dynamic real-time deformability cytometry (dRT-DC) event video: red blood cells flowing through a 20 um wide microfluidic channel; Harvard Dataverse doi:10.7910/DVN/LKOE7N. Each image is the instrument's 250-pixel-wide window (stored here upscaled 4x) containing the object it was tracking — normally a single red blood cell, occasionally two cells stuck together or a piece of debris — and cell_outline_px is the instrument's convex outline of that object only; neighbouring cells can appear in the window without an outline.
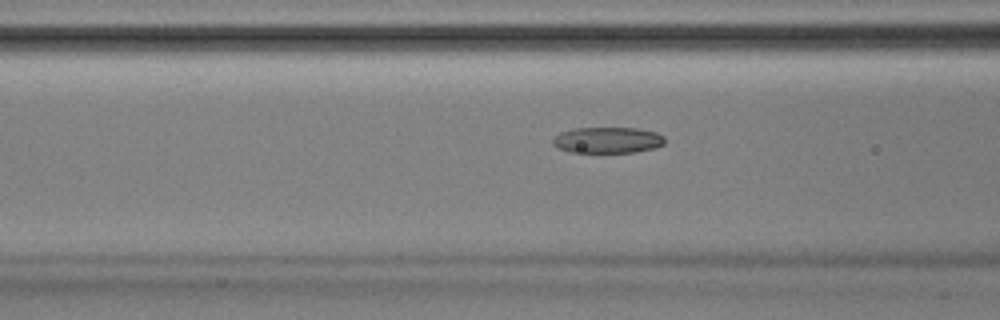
{"species": "Egyptian fruit bat (a non-hibernating species)", "species_latin": "Rousettus aegyptiacus", "temperature_condition": "room temperature", "stored_images_in_passage": 39, "camera_frame_rate_fps": 3000, "um_per_image_px": 0.085, "animal": {"sex": "male"}, "frame": {"image": 1, "passage_image": 8, "time_ms": 2.333, "image_size_px": [1000, 320], "cell_outline_px": [[664, 144], [656, 148], [636, 152], [572, 152], [556, 148], [552, 144], [552, 140], [560, 132], [576, 128], [636, 128], [656, 132], [664, 136]], "centroid_in_image_um": [51.65, 11.91], "position_along_channel_um": 114.9, "area_um2": 17.05}}
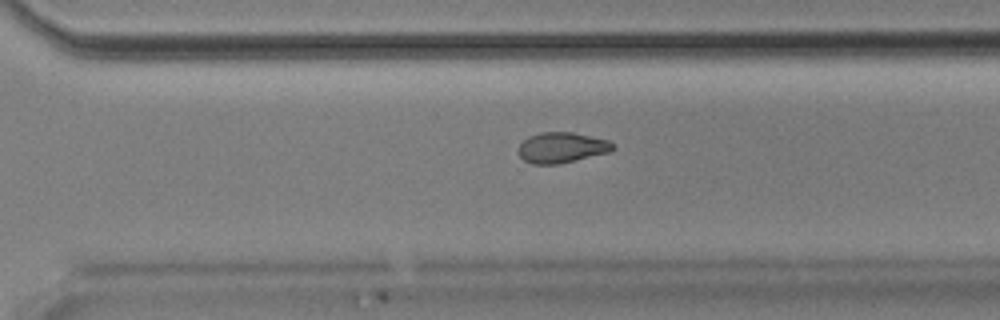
{"frame": {"image": 2, "passage_image": 24, "time_ms": 7.667, "image_size_px": [1000, 320], "cell_outline_px": [[616, 148], [612, 152], [560, 164], [532, 164], [524, 160], [516, 152], [520, 144], [528, 136], [540, 132], [572, 132], [608, 140]], "centroid_in_image_um": [47.74, 12.55], "position_along_channel_um": 322.9, "area_um2": 17.05}}
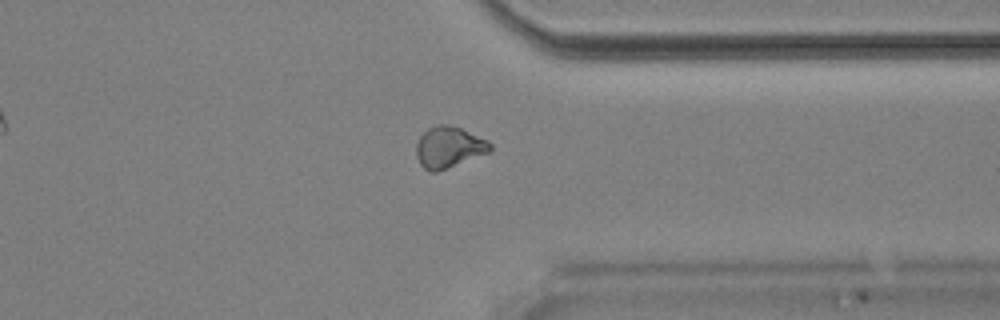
{"frame": {"image": 3, "passage_image": 28, "time_ms": 9.0, "image_size_px": [1000, 320], "cell_outline_px": [[492, 152], [436, 172], [432, 172], [424, 168], [420, 164], [416, 156], [416, 144], [420, 136], [428, 128], [436, 124], [444, 124], [460, 128], [488, 140], [492, 144]], "centroid_in_image_um": [38.17, 12.52], "position_along_channel_um": 373.2, "area_um2": 17.86}, "authors_computed_cell_mechanics": {"area_um2": 17.4556, "velocity_mm_per_s": 3.904, "shape_relaxation_time_tau1_ms": 10.3774, "shape_relaxation_time_tau2_ms": 4.3843, "deformation_change_tau1": 0.2051, "deformation_change_tau2": 0.1026}}